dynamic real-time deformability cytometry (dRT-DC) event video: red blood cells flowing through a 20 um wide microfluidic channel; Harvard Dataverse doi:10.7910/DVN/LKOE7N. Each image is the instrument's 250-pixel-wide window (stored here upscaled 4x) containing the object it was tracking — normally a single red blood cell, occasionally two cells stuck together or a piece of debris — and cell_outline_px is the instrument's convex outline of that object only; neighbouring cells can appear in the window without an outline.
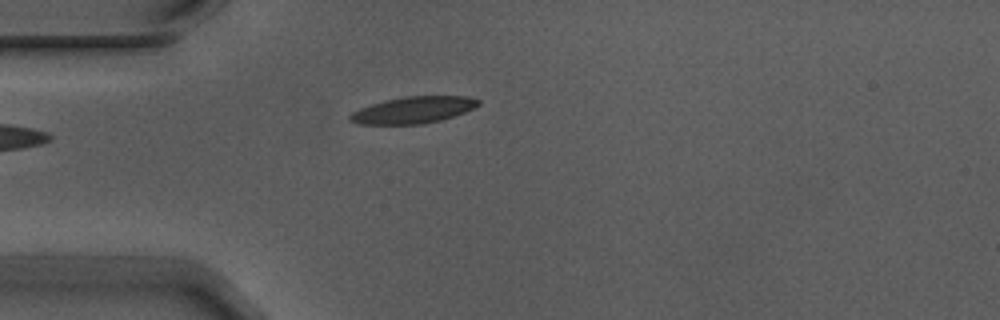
{"species": "Egyptian fruit bat (a non-hibernating species)", "species_latin": "Rousettus aegyptiacus", "temperature_condition": "warm", "stored_images_in_passage": 5, "camera_frame_rate_fps": 3000, "um_per_image_px": 0.085, "animal": {"sex": "male"}, "frame": {"image": 1, "passage_image": 5, "time_ms": 1.333, "image_size_px": [1000, 320], "cell_outline_px": [[480, 104], [464, 112], [440, 120], [424, 124], [356, 124], [348, 120], [348, 116], [352, 112], [360, 108], [384, 100], [404, 96], [468, 96], [480, 100]], "centroid_in_image_um": [35.09, 9.35], "position_along_channel_um": 49.9, "area_um2": 19.94}}